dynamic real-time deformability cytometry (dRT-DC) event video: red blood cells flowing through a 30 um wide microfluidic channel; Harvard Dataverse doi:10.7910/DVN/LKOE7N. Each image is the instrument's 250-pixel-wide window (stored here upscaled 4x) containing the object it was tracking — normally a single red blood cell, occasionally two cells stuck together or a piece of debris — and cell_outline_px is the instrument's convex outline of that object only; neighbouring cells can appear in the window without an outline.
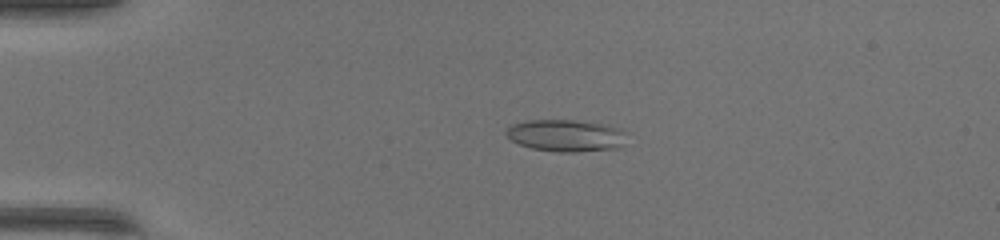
{"species": "common noctule bat (a hibernating species)", "species_latin": "Nyctalus noctula", "temperature_condition": "warm", "stored_images_in_passage": 40, "camera_frame_rate_fps": 3000, "um_per_image_px": 0.085, "animal": {"sex": "female", "body_mass_g": 17.0, "forearm_length_mm": 48.0}, "frame": {"image": 1, "passage_image": 2, "time_ms": 0.333, "image_size_px": [1000, 240], "cell_outline_px": [[624, 144], [620, 148], [576, 152], [556, 152], [532, 148], [520, 144], [512, 140], [504, 132], [512, 124], [528, 120], [572, 120], [608, 124], [624, 128]], "centroid_in_image_um": [48.15, 11.52], "position_along_channel_um": 36.9, "area_um2": 22.66}}
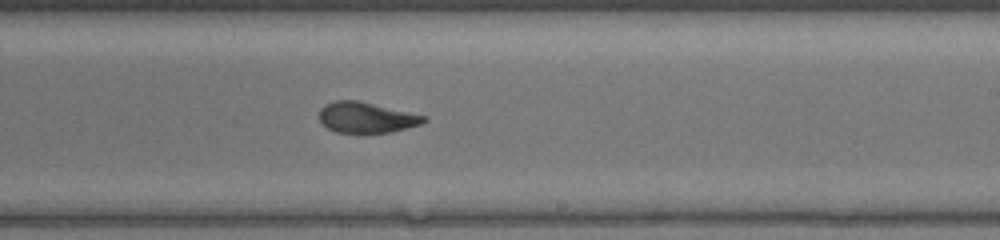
{"frame": {"image": 2, "passage_image": 21, "time_ms": 6.667, "image_size_px": [1000, 240], "cell_outline_px": [[428, 120], [420, 124], [392, 132], [336, 132], [328, 128], [320, 120], [320, 108], [324, 104], [336, 100], [356, 100], [428, 116]], "centroid_in_image_um": [31.16, 9.97], "position_along_channel_um": 257.8, "area_um2": 18.5}}
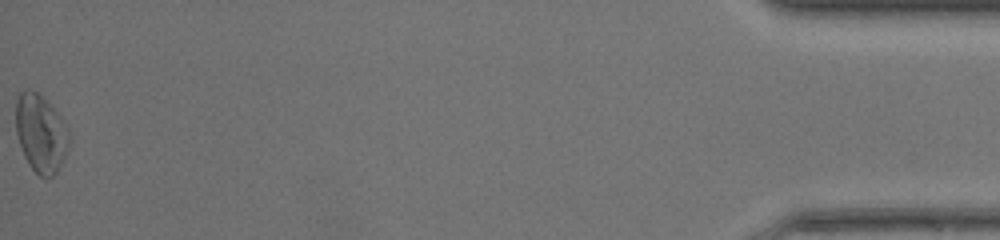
{"frame": {"image": 3, "passage_image": 40, "time_ms": 13.0, "image_size_px": [1000, 240], "cell_outline_px": [[68, 148], [56, 172], [52, 176], [40, 176], [28, 164], [24, 156], [16, 132], [16, 100], [20, 92], [24, 88], [28, 88], [36, 92], [56, 112], [64, 124], [68, 132]], "centroid_in_image_um": [3.42, 11.32], "position_along_channel_um": 431.8, "area_um2": 23.47}, "authors_computed_cell_mechanics": {"area_um2": 19.5364, "velocity_mm_per_s": 4.2631, "shape_relaxation_time_tau1_ms": null, "shape_relaxation_time_tau2_ms": 2.0374, "deformation_change_tau1": null, "deformation_change_tau2": 0.0773}}